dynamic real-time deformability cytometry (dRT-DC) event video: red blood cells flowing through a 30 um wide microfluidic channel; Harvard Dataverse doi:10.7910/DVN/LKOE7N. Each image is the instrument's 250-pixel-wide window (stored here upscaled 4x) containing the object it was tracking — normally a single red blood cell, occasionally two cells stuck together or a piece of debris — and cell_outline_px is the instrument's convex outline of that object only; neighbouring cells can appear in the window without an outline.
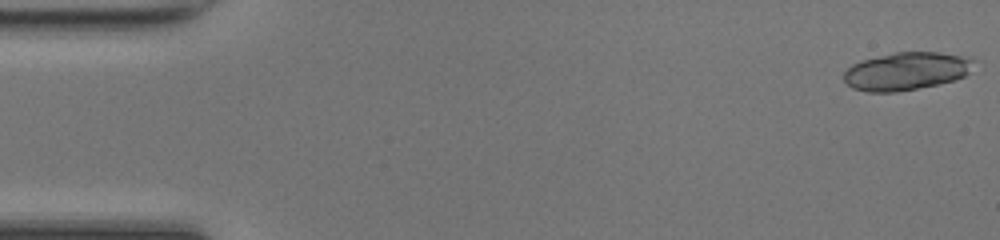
{"species": "common noctule bat (a hibernating species)", "species_latin": "Nyctalus noctula", "temperature_condition": "room temperature", "stored_images_in_passage": 19, "camera_frame_rate_fps": 3000, "um_per_image_px": 0.085, "animal": {"sex": "female", "body_mass_g": 17.0, "forearm_length_mm": 48.0}, "frame": {"image": 1, "passage_image": 1, "time_ms": 0.0, "image_size_px": [1000, 240], "cell_outline_px": [[972, 60], [968, 72], [964, 76], [956, 80], [896, 92], [868, 92], [852, 88], [844, 80], [844, 72], [852, 64], [860, 60], [892, 52], [940, 52], [960, 56]], "centroid_in_image_um": [76.95, 6.05], "position_along_channel_um": 8.0, "area_um2": 28.38}}